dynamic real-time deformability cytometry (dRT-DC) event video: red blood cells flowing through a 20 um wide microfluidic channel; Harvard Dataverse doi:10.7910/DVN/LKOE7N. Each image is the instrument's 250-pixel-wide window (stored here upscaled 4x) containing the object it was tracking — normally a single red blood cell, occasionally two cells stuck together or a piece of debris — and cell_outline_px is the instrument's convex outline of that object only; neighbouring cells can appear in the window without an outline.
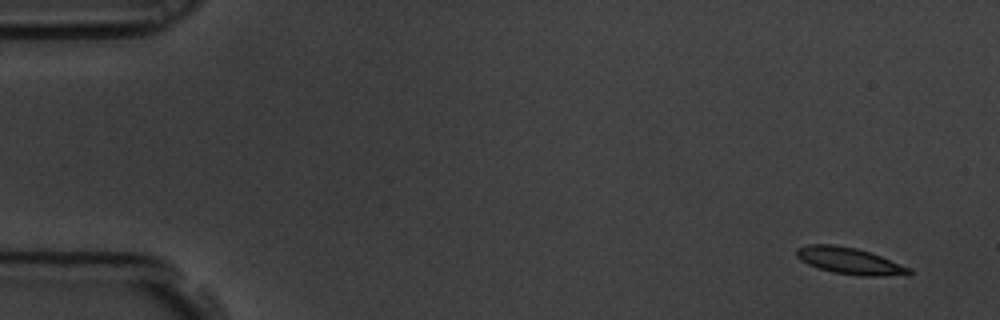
{"species": "common noctule bat (a hibernating species)", "species_latin": "Nyctalus noctula", "temperature_condition": "room temperature", "stored_images_in_passage": 5, "segment_of_instrument_passage": [2, 2], "camera_frame_rate_fps": 3000, "um_per_image_px": 0.085, "animal": {"sex": "male", "body_mass_g": 19.5, "forearm_length_mm": 54.6}, "frame": {"image": 1, "passage_image": 5, "time_ms": 1.333, "image_size_px": [1000, 320], "cell_outline_px": [[912, 272], [884, 276], [860, 276], [832, 272], [808, 264], [800, 260], [796, 256], [796, 248], [808, 244], [832, 244], [856, 248], [880, 256], [912, 268]], "centroid_in_image_um": [72.16, 22.16], "position_along_channel_um": 12.8, "area_um2": 17.22}}